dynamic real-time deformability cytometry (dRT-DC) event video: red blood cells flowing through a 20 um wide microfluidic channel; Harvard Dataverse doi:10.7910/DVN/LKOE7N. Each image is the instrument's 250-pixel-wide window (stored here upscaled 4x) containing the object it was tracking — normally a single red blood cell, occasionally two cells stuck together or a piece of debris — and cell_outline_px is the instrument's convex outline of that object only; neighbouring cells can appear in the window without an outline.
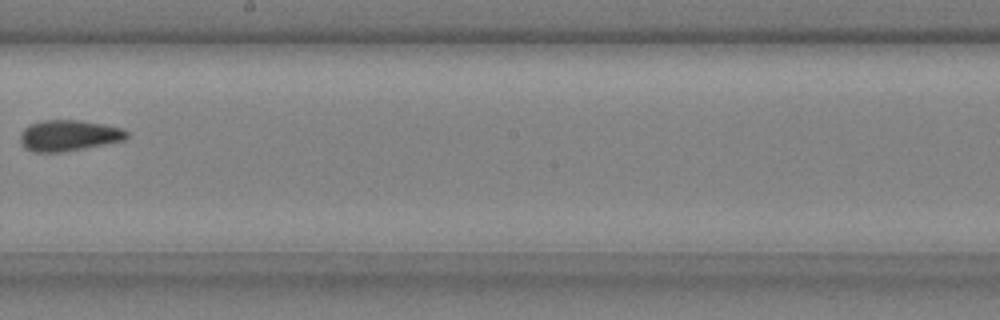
{"species": "common noctule bat (a hibernating species)", "species_latin": "Nyctalus noctula", "temperature_condition": "cold", "stored_images_in_passage": 8, "camera_frame_rate_fps": 3000, "um_per_image_px": 0.085, "animal": {"sex": "male", "body_mass_g": 20.4}, "frame": {"image": 1, "passage_image": 8, "time_ms": 2.333, "image_size_px": [1000, 320], "cell_outline_px": [[128, 136], [124, 140], [84, 148], [60, 152], [32, 152], [24, 148], [20, 140], [20, 132], [24, 128], [32, 124], [44, 120], [80, 120], [104, 124], [124, 128], [128, 132]], "centroid_in_image_um": [5.84, 11.51], "position_along_channel_um": 242.4, "area_um2": 19.25}}